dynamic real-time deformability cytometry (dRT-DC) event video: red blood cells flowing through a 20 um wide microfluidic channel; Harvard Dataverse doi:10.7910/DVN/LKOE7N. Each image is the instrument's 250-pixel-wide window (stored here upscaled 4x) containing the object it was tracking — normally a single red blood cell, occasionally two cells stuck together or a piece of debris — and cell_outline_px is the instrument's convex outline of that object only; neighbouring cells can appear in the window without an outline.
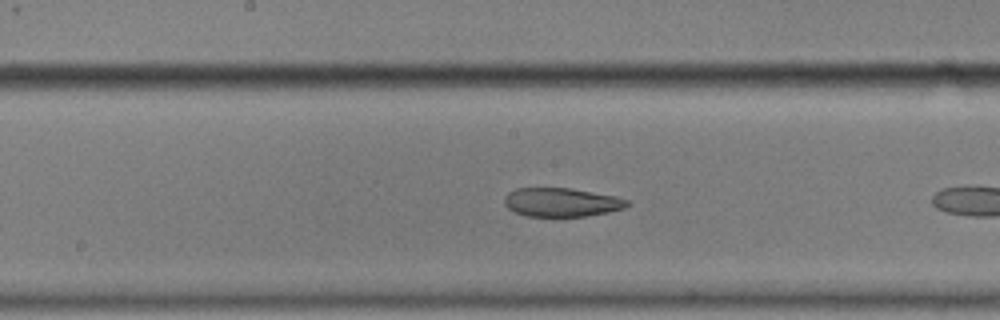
{"species": "common noctule bat (a hibernating species)", "species_latin": "Nyctalus noctula", "temperature_condition": "cold", "stored_images_in_passage": 18, "camera_frame_rate_fps": 3000, "um_per_image_px": 0.085, "animal": {"sex": "male", "body_mass_g": 17.9}, "frame": {"image": 1, "passage_image": 13, "time_ms": 4.0, "image_size_px": [1000, 320], "cell_outline_px": [[632, 204], [624, 208], [608, 212], [584, 216], [528, 216], [516, 212], [508, 208], [504, 204], [504, 196], [508, 192], [516, 188], [572, 188], [616, 196], [628, 200]], "centroid_in_image_um": [47.74, 17.18], "position_along_channel_um": 200.5, "area_um2": 20.63}}
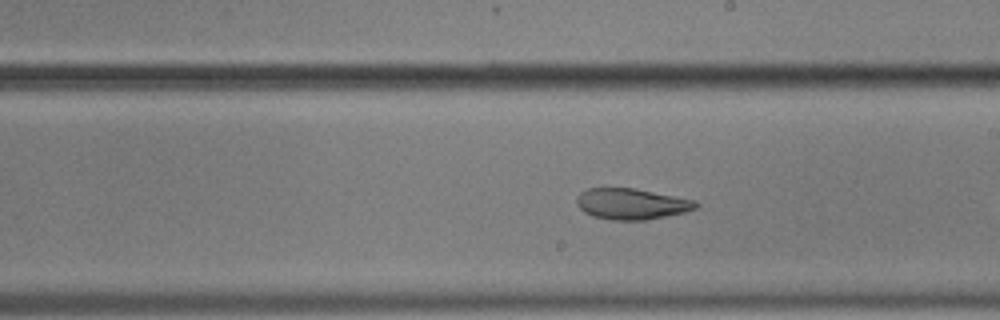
{"frame": {"image": 2, "passage_image": 16, "time_ms": 5.0, "image_size_px": [1000, 320], "cell_outline_px": [[700, 204], [696, 208], [684, 212], [644, 220], [612, 220], [592, 216], [584, 212], [576, 204], [576, 200], [580, 192], [588, 188], [632, 188], [696, 200]], "centroid_in_image_um": [53.66, 17.33], "position_along_channel_um": 235.3, "area_um2": 21.39}}